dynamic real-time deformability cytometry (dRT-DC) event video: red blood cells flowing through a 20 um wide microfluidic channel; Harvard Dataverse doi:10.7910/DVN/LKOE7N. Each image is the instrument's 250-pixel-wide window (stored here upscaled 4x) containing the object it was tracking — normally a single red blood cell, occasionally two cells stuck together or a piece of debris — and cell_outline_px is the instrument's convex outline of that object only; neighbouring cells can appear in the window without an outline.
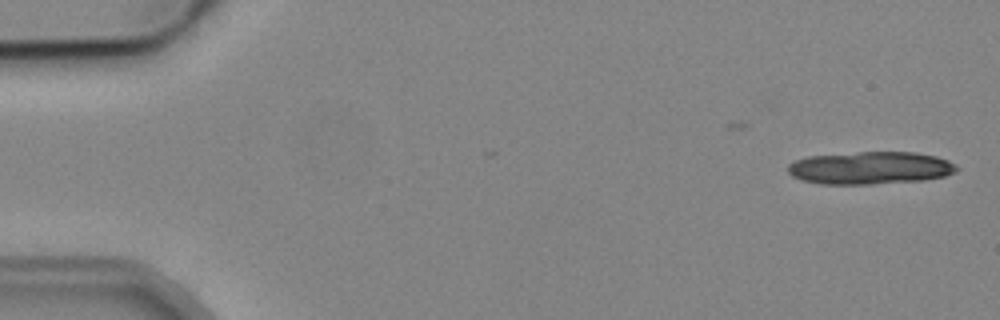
{"species": "common noctule bat (a hibernating species)", "species_latin": "Nyctalus noctula", "temperature_condition": "cold", "stored_images_in_passage": 5, "camera_frame_rate_fps": 3000, "um_per_image_px": 0.085, "animal": {"sex": "male", "body_mass_g": 19.2, "forearm_length_mm": 51.8}, "frame": {"image": 1, "passage_image": 1, "time_ms": 0.0, "image_size_px": [1000, 320], "cell_outline_px": [[960, 168], [956, 172], [944, 176], [924, 180], [872, 184], [820, 184], [800, 180], [792, 176], [788, 172], [788, 164], [796, 160], [808, 156], [860, 152], [916, 152], [936, 156], [948, 160], [956, 164]], "centroid_in_image_um": [73.99, 14.27], "position_along_channel_um": 11.0, "area_um2": 32.31}}